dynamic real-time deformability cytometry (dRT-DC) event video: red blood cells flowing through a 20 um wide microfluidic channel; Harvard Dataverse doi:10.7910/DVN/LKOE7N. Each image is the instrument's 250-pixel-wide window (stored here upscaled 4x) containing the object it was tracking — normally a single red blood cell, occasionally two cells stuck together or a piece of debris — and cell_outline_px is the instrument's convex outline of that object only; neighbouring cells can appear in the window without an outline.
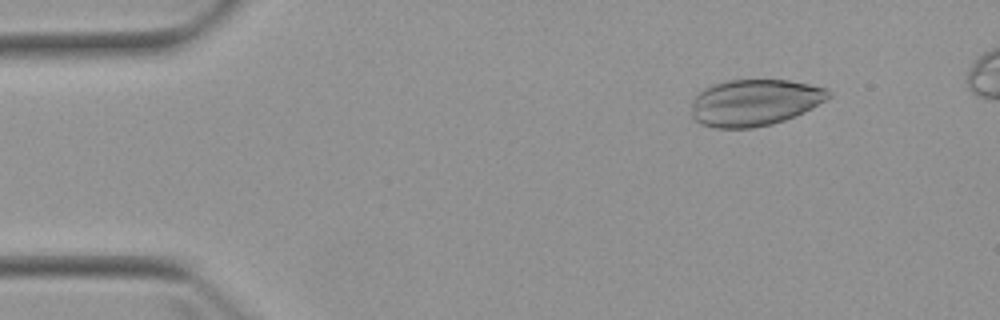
{"species": "Egyptian fruit bat (a non-hibernating species)", "species_latin": "Rousettus aegyptiacus", "temperature_condition": "warm", "stored_images_in_passage": 5, "camera_frame_rate_fps": 3000, "um_per_image_px": 0.085, "animal": {"sex": "female"}, "frame": {"image": 1, "passage_image": 2, "time_ms": 1.333, "image_size_px": [1000, 320], "cell_outline_px": [[832, 96], [812, 108], [804, 112], [784, 120], [772, 124], [752, 128], [716, 128], [700, 124], [692, 116], [692, 100], [704, 88], [728, 80], [788, 80], [828, 88], [832, 92]], "centroid_in_image_um": [64.16, 8.72], "position_along_channel_um": 20.8, "area_um2": 37.17}}